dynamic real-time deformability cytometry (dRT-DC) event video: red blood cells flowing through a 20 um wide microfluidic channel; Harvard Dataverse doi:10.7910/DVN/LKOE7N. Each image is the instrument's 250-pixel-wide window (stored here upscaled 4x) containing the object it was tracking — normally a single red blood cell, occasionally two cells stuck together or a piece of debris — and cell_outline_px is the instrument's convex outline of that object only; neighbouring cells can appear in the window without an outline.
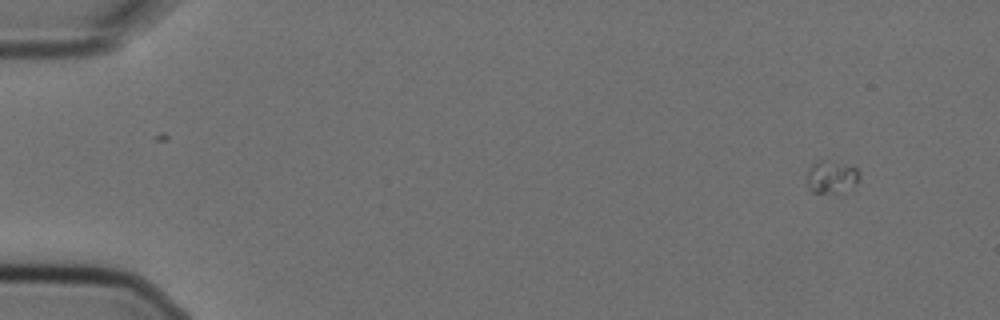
{"species": "Egyptian fruit bat (a non-hibernating species)", "species_latin": "Rousettus aegyptiacus", "temperature_condition": "cold", "stored_images_in_passage": 8, "camera_frame_rate_fps": 3000, "um_per_image_px": 0.085, "animal": {"sex": "female"}, "frame": {"image": 1, "passage_image": 1, "time_ms": 0.0, "image_size_px": [1000, 320], "cell_outline_px": [[860, 176], [856, 184], [844, 196], [836, 196], [812, 192], [808, 188], [808, 172], [812, 164], [816, 160], [832, 160], [856, 168], [860, 172]], "centroid_in_image_um": [70.72, 15.12], "position_along_channel_um": 14.3, "area_um2": 10.75}}